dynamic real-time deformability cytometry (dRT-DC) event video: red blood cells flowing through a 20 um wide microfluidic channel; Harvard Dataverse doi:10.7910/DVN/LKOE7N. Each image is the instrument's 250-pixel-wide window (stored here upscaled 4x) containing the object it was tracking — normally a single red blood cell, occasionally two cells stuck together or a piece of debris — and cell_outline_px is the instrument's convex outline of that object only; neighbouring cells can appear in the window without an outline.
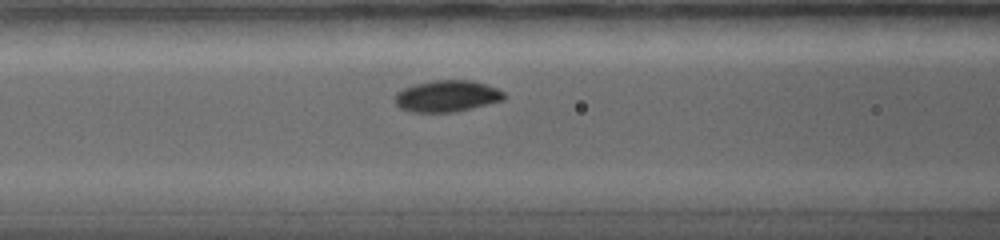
{"species": "common noctule bat (a hibernating species)", "species_latin": "Nyctalus noctula", "temperature_condition": "warm", "stored_images_in_passage": 7, "camera_frame_rate_fps": 5000, "um_per_image_px": 0.085, "animal": {"sex": "female", "body_mass_g": 19.0, "forearm_length_mm": 56.7}, "frame": {"image": 1, "passage_image": 7, "time_ms": 5.0, "image_size_px": [1000, 240], "cell_outline_px": [[508, 96], [504, 100], [456, 112], [412, 112], [400, 108], [396, 104], [396, 92], [404, 88], [416, 84], [432, 80], [472, 80], [496, 88], [504, 92]], "centroid_in_image_um": [38.02, 8.17], "position_along_channel_um": 128.6, "area_um2": 20.06}}